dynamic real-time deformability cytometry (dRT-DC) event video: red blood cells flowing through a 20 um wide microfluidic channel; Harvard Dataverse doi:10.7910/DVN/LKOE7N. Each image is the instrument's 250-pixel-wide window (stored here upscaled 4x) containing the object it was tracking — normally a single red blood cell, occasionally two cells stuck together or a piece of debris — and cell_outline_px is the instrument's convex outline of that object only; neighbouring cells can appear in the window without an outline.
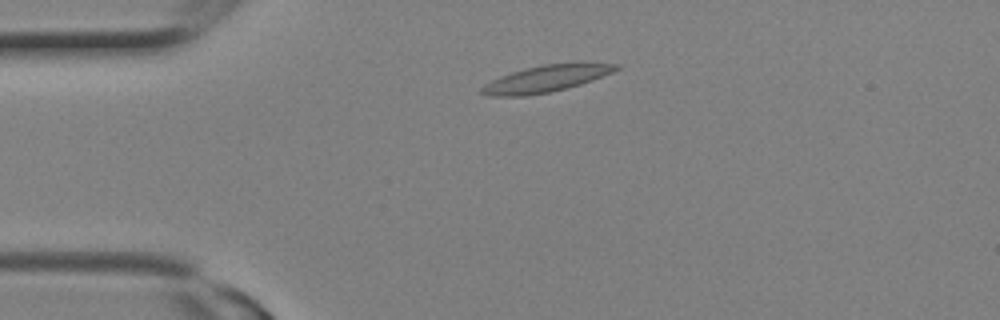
{"species": "Egyptian fruit bat (a non-hibernating species)", "species_latin": "Rousettus aegyptiacus", "temperature_condition": "room temperature", "stored_images_in_passage": 6, "camera_frame_rate_fps": 3000, "um_per_image_px": 0.085, "animal": {"sex": "female"}, "frame": {"image": 1, "passage_image": 3, "time_ms": 0.667, "image_size_px": [1000, 320], "cell_outline_px": [[612, 68], [588, 80], [576, 84], [544, 92], [488, 92], [508, 76], [532, 68], [556, 64], [596, 64]], "centroid_in_image_um": [46.67, 6.62], "position_along_channel_um": 38.3, "area_um2": 15.32}}
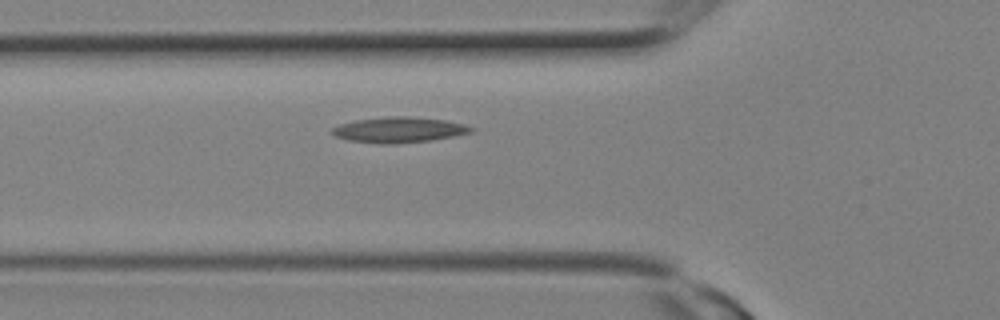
{"frame": {"image": 2, "passage_image": 6, "time_ms": 1.667, "image_size_px": [1000, 320], "cell_outline_px": [[468, 128], [464, 132], [444, 136], [420, 140], [360, 140], [340, 136], [336, 132], [336, 128], [368, 120], [432, 120], [452, 124]], "centroid_in_image_um": [33.88, 11.05], "position_along_channel_um": 91.9, "area_um2": 15.2}}